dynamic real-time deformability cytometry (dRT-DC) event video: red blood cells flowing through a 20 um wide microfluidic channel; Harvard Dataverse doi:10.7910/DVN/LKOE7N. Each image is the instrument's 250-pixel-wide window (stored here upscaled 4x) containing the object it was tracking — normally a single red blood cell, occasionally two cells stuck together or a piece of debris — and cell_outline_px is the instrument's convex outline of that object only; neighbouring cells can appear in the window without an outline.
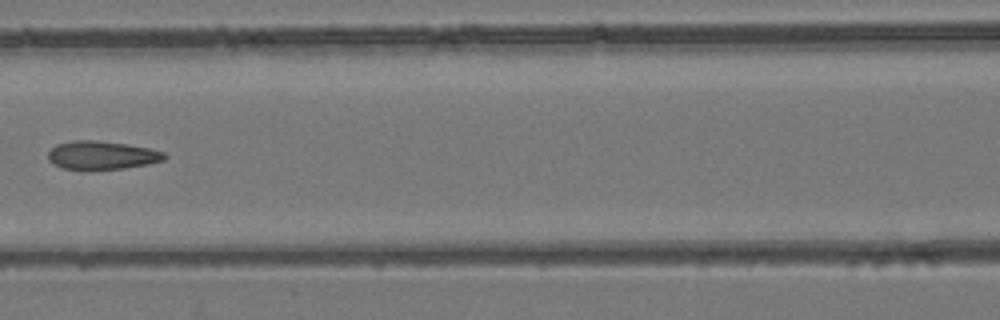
{"species": "common noctule bat (a hibernating species)", "species_latin": "Nyctalus noctula", "temperature_condition": "room temperature", "stored_images_in_passage": 7, "camera_frame_rate_fps": 3000, "um_per_image_px": 0.085, "animal": {"sex": "female", "body_mass_g": 24.6, "forearm_length_mm": 56.2}, "frame": {"image": 1, "passage_image": 6, "time_ms": 7.0, "image_size_px": [1000, 320], "cell_outline_px": [[168, 156], [164, 160], [148, 164], [124, 168], [92, 172], [88, 172], [64, 168], [48, 160], [48, 152], [56, 144], [72, 140], [96, 140], [128, 144], [148, 148], [164, 152]], "centroid_in_image_um": [8.65, 13.22], "position_along_channel_um": 158.0, "area_um2": 19.83}}
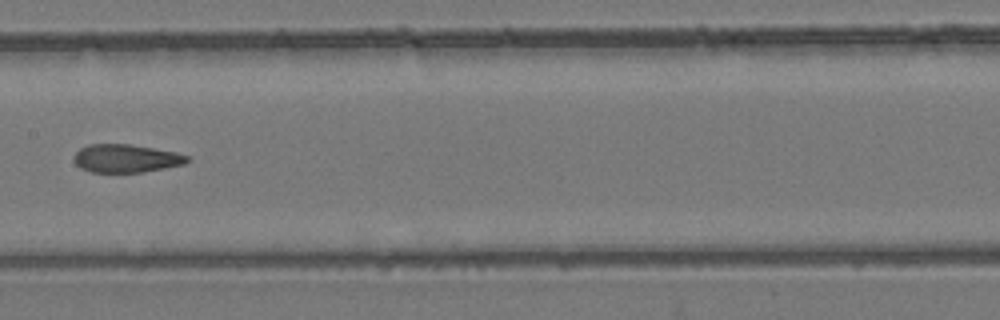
{"frame": {"image": 2, "passage_image": 7, "time_ms": 8.0, "image_size_px": [1000, 320], "cell_outline_px": [[192, 160], [184, 164], [164, 168], [140, 172], [92, 172], [80, 168], [76, 164], [72, 156], [80, 148], [88, 144], [128, 144], [176, 152], [188, 156]], "centroid_in_image_um": [10.7, 13.46], "position_along_channel_um": 196.7, "area_um2": 18.55}}